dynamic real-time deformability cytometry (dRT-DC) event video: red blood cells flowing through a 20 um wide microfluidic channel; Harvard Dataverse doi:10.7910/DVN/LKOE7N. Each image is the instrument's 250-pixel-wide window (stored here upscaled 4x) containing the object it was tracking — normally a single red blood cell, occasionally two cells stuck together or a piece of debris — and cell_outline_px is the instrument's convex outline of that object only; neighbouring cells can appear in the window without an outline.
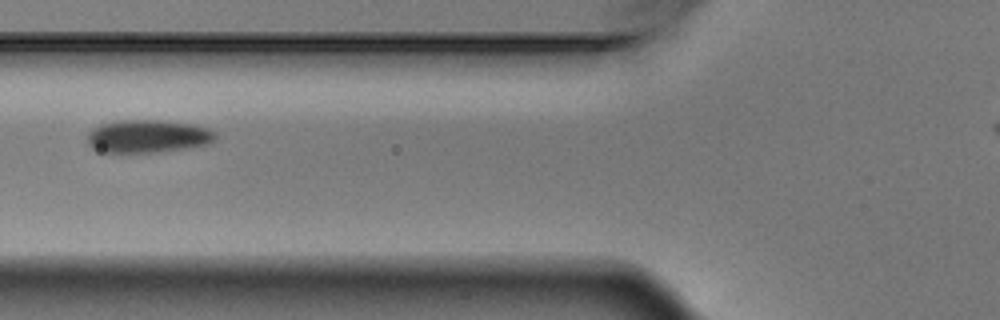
{"species": "Egyptian fruit bat (a non-hibernating species)", "species_latin": "Rousettus aegyptiacus", "temperature_condition": "warm", "stored_images_in_passage": 3, "camera_frame_rate_fps": 3000, "um_per_image_px": 0.085, "animal": {"sex": "male"}, "frame": {"image": 1, "passage_image": 3, "time_ms": 0.667, "image_size_px": [1000, 320], "cell_outline_px": [[216, 136], [208, 144], [184, 148], [156, 152], [96, 152], [88, 144], [88, 136], [92, 128], [100, 124], [120, 120], [160, 120], [196, 124], [208, 128], [216, 132]], "centroid_in_image_um": [12.55, 11.57], "position_along_channel_um": 113.3, "area_um2": 24.62}}